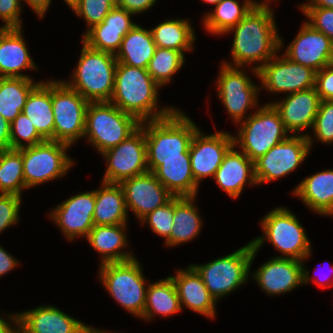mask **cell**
Returning <instances> with one entry per match:
<instances>
[{
	"mask_svg": "<svg viewBox=\"0 0 333 333\" xmlns=\"http://www.w3.org/2000/svg\"><path fill=\"white\" fill-rule=\"evenodd\" d=\"M195 197L174 196V218L170 237L166 245H176L191 240L198 235L201 220L196 207L193 206Z\"/></svg>",
	"mask_w": 333,
	"mask_h": 333,
	"instance_id": "d6a6232c",
	"label": "cell"
},
{
	"mask_svg": "<svg viewBox=\"0 0 333 333\" xmlns=\"http://www.w3.org/2000/svg\"><path fill=\"white\" fill-rule=\"evenodd\" d=\"M311 137L290 136L254 162L257 183L273 181L296 169L308 155Z\"/></svg>",
	"mask_w": 333,
	"mask_h": 333,
	"instance_id": "4fadbf2b",
	"label": "cell"
},
{
	"mask_svg": "<svg viewBox=\"0 0 333 333\" xmlns=\"http://www.w3.org/2000/svg\"><path fill=\"white\" fill-rule=\"evenodd\" d=\"M152 173L173 196H196L198 184L190 158L159 159V166Z\"/></svg>",
	"mask_w": 333,
	"mask_h": 333,
	"instance_id": "4316f807",
	"label": "cell"
},
{
	"mask_svg": "<svg viewBox=\"0 0 333 333\" xmlns=\"http://www.w3.org/2000/svg\"><path fill=\"white\" fill-rule=\"evenodd\" d=\"M45 139L54 141L52 82L37 83L26 99L22 111Z\"/></svg>",
	"mask_w": 333,
	"mask_h": 333,
	"instance_id": "83f0119b",
	"label": "cell"
},
{
	"mask_svg": "<svg viewBox=\"0 0 333 333\" xmlns=\"http://www.w3.org/2000/svg\"><path fill=\"white\" fill-rule=\"evenodd\" d=\"M18 262L0 246V276L13 269Z\"/></svg>",
	"mask_w": 333,
	"mask_h": 333,
	"instance_id": "f907efd6",
	"label": "cell"
},
{
	"mask_svg": "<svg viewBox=\"0 0 333 333\" xmlns=\"http://www.w3.org/2000/svg\"><path fill=\"white\" fill-rule=\"evenodd\" d=\"M95 191L78 194L67 199L51 213L68 239L86 236L93 228L95 210Z\"/></svg>",
	"mask_w": 333,
	"mask_h": 333,
	"instance_id": "44dd1931",
	"label": "cell"
},
{
	"mask_svg": "<svg viewBox=\"0 0 333 333\" xmlns=\"http://www.w3.org/2000/svg\"><path fill=\"white\" fill-rule=\"evenodd\" d=\"M313 129L322 142H333V100H321Z\"/></svg>",
	"mask_w": 333,
	"mask_h": 333,
	"instance_id": "7bdbcfd3",
	"label": "cell"
},
{
	"mask_svg": "<svg viewBox=\"0 0 333 333\" xmlns=\"http://www.w3.org/2000/svg\"><path fill=\"white\" fill-rule=\"evenodd\" d=\"M20 0H0V17L6 23L3 28H21Z\"/></svg>",
	"mask_w": 333,
	"mask_h": 333,
	"instance_id": "7dc6e473",
	"label": "cell"
},
{
	"mask_svg": "<svg viewBox=\"0 0 333 333\" xmlns=\"http://www.w3.org/2000/svg\"><path fill=\"white\" fill-rule=\"evenodd\" d=\"M232 147H235L234 140L229 133L217 132L210 136H202L198 129L189 147L195 182L199 184L200 179L204 177H214L225 155Z\"/></svg>",
	"mask_w": 333,
	"mask_h": 333,
	"instance_id": "9a60e30c",
	"label": "cell"
},
{
	"mask_svg": "<svg viewBox=\"0 0 333 333\" xmlns=\"http://www.w3.org/2000/svg\"><path fill=\"white\" fill-rule=\"evenodd\" d=\"M116 66L114 54L93 49L84 43L74 81L64 83L88 102H109L114 91Z\"/></svg>",
	"mask_w": 333,
	"mask_h": 333,
	"instance_id": "277c9868",
	"label": "cell"
},
{
	"mask_svg": "<svg viewBox=\"0 0 333 333\" xmlns=\"http://www.w3.org/2000/svg\"><path fill=\"white\" fill-rule=\"evenodd\" d=\"M271 60L273 61L269 60L253 69L269 91L291 94L315 87L316 72L311 68L295 63L287 57H273Z\"/></svg>",
	"mask_w": 333,
	"mask_h": 333,
	"instance_id": "5bb4252c",
	"label": "cell"
},
{
	"mask_svg": "<svg viewBox=\"0 0 333 333\" xmlns=\"http://www.w3.org/2000/svg\"><path fill=\"white\" fill-rule=\"evenodd\" d=\"M287 132L279 112L272 104H267L242 123L238 138L233 137V140L234 145L239 142L242 152L255 162L287 139Z\"/></svg>",
	"mask_w": 333,
	"mask_h": 333,
	"instance_id": "52a82bcc",
	"label": "cell"
},
{
	"mask_svg": "<svg viewBox=\"0 0 333 333\" xmlns=\"http://www.w3.org/2000/svg\"><path fill=\"white\" fill-rule=\"evenodd\" d=\"M233 148L225 155L220 167L215 172L214 178L229 196L236 198L240 195L246 181H249L250 184H255L257 181L254 162L243 152L240 154L238 151H234Z\"/></svg>",
	"mask_w": 333,
	"mask_h": 333,
	"instance_id": "484cf974",
	"label": "cell"
},
{
	"mask_svg": "<svg viewBox=\"0 0 333 333\" xmlns=\"http://www.w3.org/2000/svg\"><path fill=\"white\" fill-rule=\"evenodd\" d=\"M150 31L156 47L182 53L190 50L195 40L191 25L185 20H166Z\"/></svg>",
	"mask_w": 333,
	"mask_h": 333,
	"instance_id": "d590c367",
	"label": "cell"
},
{
	"mask_svg": "<svg viewBox=\"0 0 333 333\" xmlns=\"http://www.w3.org/2000/svg\"><path fill=\"white\" fill-rule=\"evenodd\" d=\"M301 9L311 20L307 23L325 34L333 43V8L301 7Z\"/></svg>",
	"mask_w": 333,
	"mask_h": 333,
	"instance_id": "ee69618b",
	"label": "cell"
},
{
	"mask_svg": "<svg viewBox=\"0 0 333 333\" xmlns=\"http://www.w3.org/2000/svg\"><path fill=\"white\" fill-rule=\"evenodd\" d=\"M155 50L156 44L151 31L135 25L123 37L121 47L115 57L119 63L147 69Z\"/></svg>",
	"mask_w": 333,
	"mask_h": 333,
	"instance_id": "4dcf8cb0",
	"label": "cell"
},
{
	"mask_svg": "<svg viewBox=\"0 0 333 333\" xmlns=\"http://www.w3.org/2000/svg\"><path fill=\"white\" fill-rule=\"evenodd\" d=\"M10 126L11 123L0 114V150L11 149Z\"/></svg>",
	"mask_w": 333,
	"mask_h": 333,
	"instance_id": "681fc988",
	"label": "cell"
},
{
	"mask_svg": "<svg viewBox=\"0 0 333 333\" xmlns=\"http://www.w3.org/2000/svg\"><path fill=\"white\" fill-rule=\"evenodd\" d=\"M68 147V144L52 140L29 147L25 145L22 160L26 188L65 174L73 164L65 153Z\"/></svg>",
	"mask_w": 333,
	"mask_h": 333,
	"instance_id": "30bf717a",
	"label": "cell"
},
{
	"mask_svg": "<svg viewBox=\"0 0 333 333\" xmlns=\"http://www.w3.org/2000/svg\"><path fill=\"white\" fill-rule=\"evenodd\" d=\"M34 84L30 78L0 77V114L10 123L23 111Z\"/></svg>",
	"mask_w": 333,
	"mask_h": 333,
	"instance_id": "836d02e7",
	"label": "cell"
},
{
	"mask_svg": "<svg viewBox=\"0 0 333 333\" xmlns=\"http://www.w3.org/2000/svg\"><path fill=\"white\" fill-rule=\"evenodd\" d=\"M21 196L0 194V232L17 223Z\"/></svg>",
	"mask_w": 333,
	"mask_h": 333,
	"instance_id": "f6af8a7d",
	"label": "cell"
},
{
	"mask_svg": "<svg viewBox=\"0 0 333 333\" xmlns=\"http://www.w3.org/2000/svg\"><path fill=\"white\" fill-rule=\"evenodd\" d=\"M265 237L288 258L303 262L310 254V242L294 214L285 208H277L262 220Z\"/></svg>",
	"mask_w": 333,
	"mask_h": 333,
	"instance_id": "7c38bea8",
	"label": "cell"
},
{
	"mask_svg": "<svg viewBox=\"0 0 333 333\" xmlns=\"http://www.w3.org/2000/svg\"><path fill=\"white\" fill-rule=\"evenodd\" d=\"M89 102L64 82L52 81L54 141L74 143L84 135L85 115Z\"/></svg>",
	"mask_w": 333,
	"mask_h": 333,
	"instance_id": "9c48e42d",
	"label": "cell"
},
{
	"mask_svg": "<svg viewBox=\"0 0 333 333\" xmlns=\"http://www.w3.org/2000/svg\"><path fill=\"white\" fill-rule=\"evenodd\" d=\"M293 192L319 214L333 215V170L304 179Z\"/></svg>",
	"mask_w": 333,
	"mask_h": 333,
	"instance_id": "f546056e",
	"label": "cell"
},
{
	"mask_svg": "<svg viewBox=\"0 0 333 333\" xmlns=\"http://www.w3.org/2000/svg\"><path fill=\"white\" fill-rule=\"evenodd\" d=\"M0 333H18V329L14 331L9 326V323H7L4 319H1L0 317Z\"/></svg>",
	"mask_w": 333,
	"mask_h": 333,
	"instance_id": "db71d44e",
	"label": "cell"
},
{
	"mask_svg": "<svg viewBox=\"0 0 333 333\" xmlns=\"http://www.w3.org/2000/svg\"><path fill=\"white\" fill-rule=\"evenodd\" d=\"M310 2L300 7L333 8V0H310Z\"/></svg>",
	"mask_w": 333,
	"mask_h": 333,
	"instance_id": "f5cc1de1",
	"label": "cell"
},
{
	"mask_svg": "<svg viewBox=\"0 0 333 333\" xmlns=\"http://www.w3.org/2000/svg\"><path fill=\"white\" fill-rule=\"evenodd\" d=\"M103 284L118 303L136 316H143L147 289L138 261L101 264Z\"/></svg>",
	"mask_w": 333,
	"mask_h": 333,
	"instance_id": "ba28073f",
	"label": "cell"
},
{
	"mask_svg": "<svg viewBox=\"0 0 333 333\" xmlns=\"http://www.w3.org/2000/svg\"><path fill=\"white\" fill-rule=\"evenodd\" d=\"M23 169L22 148L0 150L1 194L21 195L26 188Z\"/></svg>",
	"mask_w": 333,
	"mask_h": 333,
	"instance_id": "74e56055",
	"label": "cell"
},
{
	"mask_svg": "<svg viewBox=\"0 0 333 333\" xmlns=\"http://www.w3.org/2000/svg\"><path fill=\"white\" fill-rule=\"evenodd\" d=\"M251 0L239 6L236 0H221L213 13H209L204 18V25L208 31L216 34L227 33L229 29L236 26L256 5Z\"/></svg>",
	"mask_w": 333,
	"mask_h": 333,
	"instance_id": "8d00e7d4",
	"label": "cell"
},
{
	"mask_svg": "<svg viewBox=\"0 0 333 333\" xmlns=\"http://www.w3.org/2000/svg\"><path fill=\"white\" fill-rule=\"evenodd\" d=\"M174 218V196L163 206L158 207L153 212L148 213L141 219L142 223L147 220L152 230L165 237H170Z\"/></svg>",
	"mask_w": 333,
	"mask_h": 333,
	"instance_id": "b9f144b4",
	"label": "cell"
},
{
	"mask_svg": "<svg viewBox=\"0 0 333 333\" xmlns=\"http://www.w3.org/2000/svg\"><path fill=\"white\" fill-rule=\"evenodd\" d=\"M302 265V261L294 258L276 257L263 264L254 278L269 294L288 292L310 280L309 271H305Z\"/></svg>",
	"mask_w": 333,
	"mask_h": 333,
	"instance_id": "ffe728a7",
	"label": "cell"
},
{
	"mask_svg": "<svg viewBox=\"0 0 333 333\" xmlns=\"http://www.w3.org/2000/svg\"><path fill=\"white\" fill-rule=\"evenodd\" d=\"M140 125L136 117L121 111L111 102H89L84 135L103 153L128 138Z\"/></svg>",
	"mask_w": 333,
	"mask_h": 333,
	"instance_id": "5b68a950",
	"label": "cell"
},
{
	"mask_svg": "<svg viewBox=\"0 0 333 333\" xmlns=\"http://www.w3.org/2000/svg\"><path fill=\"white\" fill-rule=\"evenodd\" d=\"M155 2L156 0H120L117 6L127 10L132 14H137L147 10Z\"/></svg>",
	"mask_w": 333,
	"mask_h": 333,
	"instance_id": "c3c4849f",
	"label": "cell"
},
{
	"mask_svg": "<svg viewBox=\"0 0 333 333\" xmlns=\"http://www.w3.org/2000/svg\"><path fill=\"white\" fill-rule=\"evenodd\" d=\"M205 2L211 3V4H218L221 0H204Z\"/></svg>",
	"mask_w": 333,
	"mask_h": 333,
	"instance_id": "9f6ffc18",
	"label": "cell"
},
{
	"mask_svg": "<svg viewBox=\"0 0 333 333\" xmlns=\"http://www.w3.org/2000/svg\"><path fill=\"white\" fill-rule=\"evenodd\" d=\"M273 17L267 2L257 3L236 26L228 30H235L232 56L236 66L256 61L265 64L276 57L275 52L282 47V39L276 32Z\"/></svg>",
	"mask_w": 333,
	"mask_h": 333,
	"instance_id": "6da1fadb",
	"label": "cell"
},
{
	"mask_svg": "<svg viewBox=\"0 0 333 333\" xmlns=\"http://www.w3.org/2000/svg\"><path fill=\"white\" fill-rule=\"evenodd\" d=\"M65 1L71 8H73L78 3L79 0H65Z\"/></svg>",
	"mask_w": 333,
	"mask_h": 333,
	"instance_id": "11a10c76",
	"label": "cell"
},
{
	"mask_svg": "<svg viewBox=\"0 0 333 333\" xmlns=\"http://www.w3.org/2000/svg\"><path fill=\"white\" fill-rule=\"evenodd\" d=\"M180 310V299L172 277L149 285L146 293L143 318L149 320L153 312L167 316Z\"/></svg>",
	"mask_w": 333,
	"mask_h": 333,
	"instance_id": "e575fe53",
	"label": "cell"
},
{
	"mask_svg": "<svg viewBox=\"0 0 333 333\" xmlns=\"http://www.w3.org/2000/svg\"><path fill=\"white\" fill-rule=\"evenodd\" d=\"M315 89L321 100H333V64L315 73Z\"/></svg>",
	"mask_w": 333,
	"mask_h": 333,
	"instance_id": "bcb514c9",
	"label": "cell"
},
{
	"mask_svg": "<svg viewBox=\"0 0 333 333\" xmlns=\"http://www.w3.org/2000/svg\"><path fill=\"white\" fill-rule=\"evenodd\" d=\"M263 240V237L254 239L225 257L201 266L193 265L215 301L246 281L250 265Z\"/></svg>",
	"mask_w": 333,
	"mask_h": 333,
	"instance_id": "8992f818",
	"label": "cell"
},
{
	"mask_svg": "<svg viewBox=\"0 0 333 333\" xmlns=\"http://www.w3.org/2000/svg\"><path fill=\"white\" fill-rule=\"evenodd\" d=\"M113 1L115 2L116 5L120 2V0H113Z\"/></svg>",
	"mask_w": 333,
	"mask_h": 333,
	"instance_id": "680465c9",
	"label": "cell"
},
{
	"mask_svg": "<svg viewBox=\"0 0 333 333\" xmlns=\"http://www.w3.org/2000/svg\"><path fill=\"white\" fill-rule=\"evenodd\" d=\"M102 155L108 161L104 182L120 183L127 178L149 172L145 131L141 126L117 146L104 151Z\"/></svg>",
	"mask_w": 333,
	"mask_h": 333,
	"instance_id": "8fae6325",
	"label": "cell"
},
{
	"mask_svg": "<svg viewBox=\"0 0 333 333\" xmlns=\"http://www.w3.org/2000/svg\"><path fill=\"white\" fill-rule=\"evenodd\" d=\"M88 333H103L99 330H94V329H91Z\"/></svg>",
	"mask_w": 333,
	"mask_h": 333,
	"instance_id": "6f0895ef",
	"label": "cell"
},
{
	"mask_svg": "<svg viewBox=\"0 0 333 333\" xmlns=\"http://www.w3.org/2000/svg\"><path fill=\"white\" fill-rule=\"evenodd\" d=\"M148 122L147 129L145 122L140 126L145 131L149 172L159 166V159L190 158L189 147L198 128L187 116L174 110L165 118Z\"/></svg>",
	"mask_w": 333,
	"mask_h": 333,
	"instance_id": "3957f363",
	"label": "cell"
},
{
	"mask_svg": "<svg viewBox=\"0 0 333 333\" xmlns=\"http://www.w3.org/2000/svg\"><path fill=\"white\" fill-rule=\"evenodd\" d=\"M10 136H11V149H21L25 147L20 138L28 142L27 145L28 147L46 141L37 132L36 127L23 112H21L11 122Z\"/></svg>",
	"mask_w": 333,
	"mask_h": 333,
	"instance_id": "ab89813d",
	"label": "cell"
},
{
	"mask_svg": "<svg viewBox=\"0 0 333 333\" xmlns=\"http://www.w3.org/2000/svg\"><path fill=\"white\" fill-rule=\"evenodd\" d=\"M321 99L315 87L291 93L286 100L272 103L279 112L287 131L298 132L309 126L313 127Z\"/></svg>",
	"mask_w": 333,
	"mask_h": 333,
	"instance_id": "603a6c76",
	"label": "cell"
},
{
	"mask_svg": "<svg viewBox=\"0 0 333 333\" xmlns=\"http://www.w3.org/2000/svg\"><path fill=\"white\" fill-rule=\"evenodd\" d=\"M219 98L223 101L231 117L240 122L248 107L256 105L258 89L254 87L247 75L224 63L219 74Z\"/></svg>",
	"mask_w": 333,
	"mask_h": 333,
	"instance_id": "ac0fdd59",
	"label": "cell"
},
{
	"mask_svg": "<svg viewBox=\"0 0 333 333\" xmlns=\"http://www.w3.org/2000/svg\"><path fill=\"white\" fill-rule=\"evenodd\" d=\"M131 15L133 14L116 5L100 24L87 30L82 43L115 55L121 47L123 37L136 25L131 22Z\"/></svg>",
	"mask_w": 333,
	"mask_h": 333,
	"instance_id": "7402d4cb",
	"label": "cell"
},
{
	"mask_svg": "<svg viewBox=\"0 0 333 333\" xmlns=\"http://www.w3.org/2000/svg\"><path fill=\"white\" fill-rule=\"evenodd\" d=\"M115 6L113 0H79L72 9L85 18L91 29L100 24Z\"/></svg>",
	"mask_w": 333,
	"mask_h": 333,
	"instance_id": "60d3db41",
	"label": "cell"
},
{
	"mask_svg": "<svg viewBox=\"0 0 333 333\" xmlns=\"http://www.w3.org/2000/svg\"><path fill=\"white\" fill-rule=\"evenodd\" d=\"M21 34V28H0V77L29 78L19 71L36 68Z\"/></svg>",
	"mask_w": 333,
	"mask_h": 333,
	"instance_id": "cb8c5ba5",
	"label": "cell"
},
{
	"mask_svg": "<svg viewBox=\"0 0 333 333\" xmlns=\"http://www.w3.org/2000/svg\"><path fill=\"white\" fill-rule=\"evenodd\" d=\"M172 279L181 305L184 304L191 310L210 318L214 317L216 301L210 295L200 274L193 266L185 271H177V276L172 277Z\"/></svg>",
	"mask_w": 333,
	"mask_h": 333,
	"instance_id": "d4e9b609",
	"label": "cell"
},
{
	"mask_svg": "<svg viewBox=\"0 0 333 333\" xmlns=\"http://www.w3.org/2000/svg\"><path fill=\"white\" fill-rule=\"evenodd\" d=\"M34 9V11L42 18L51 0H25Z\"/></svg>",
	"mask_w": 333,
	"mask_h": 333,
	"instance_id": "816d5d0a",
	"label": "cell"
},
{
	"mask_svg": "<svg viewBox=\"0 0 333 333\" xmlns=\"http://www.w3.org/2000/svg\"><path fill=\"white\" fill-rule=\"evenodd\" d=\"M147 69L117 62L114 91L109 102L121 111L133 115L140 122L158 120L169 116L175 109L157 111V88ZM157 112H154V111ZM153 111V112H152ZM149 117V118H148Z\"/></svg>",
	"mask_w": 333,
	"mask_h": 333,
	"instance_id": "7a4b0ae2",
	"label": "cell"
},
{
	"mask_svg": "<svg viewBox=\"0 0 333 333\" xmlns=\"http://www.w3.org/2000/svg\"><path fill=\"white\" fill-rule=\"evenodd\" d=\"M95 225L126 224L127 209L122 187L119 183L103 181V188L95 190Z\"/></svg>",
	"mask_w": 333,
	"mask_h": 333,
	"instance_id": "f1b7e54d",
	"label": "cell"
},
{
	"mask_svg": "<svg viewBox=\"0 0 333 333\" xmlns=\"http://www.w3.org/2000/svg\"><path fill=\"white\" fill-rule=\"evenodd\" d=\"M184 59V55L180 51L156 47L147 71L152 79L161 86L170 81L171 76L183 65Z\"/></svg>",
	"mask_w": 333,
	"mask_h": 333,
	"instance_id": "f35d334b",
	"label": "cell"
},
{
	"mask_svg": "<svg viewBox=\"0 0 333 333\" xmlns=\"http://www.w3.org/2000/svg\"><path fill=\"white\" fill-rule=\"evenodd\" d=\"M9 317L19 325L18 333H88L92 329L51 306Z\"/></svg>",
	"mask_w": 333,
	"mask_h": 333,
	"instance_id": "d6986e66",
	"label": "cell"
},
{
	"mask_svg": "<svg viewBox=\"0 0 333 333\" xmlns=\"http://www.w3.org/2000/svg\"><path fill=\"white\" fill-rule=\"evenodd\" d=\"M125 224L119 225H94L87 235V240L92 247L103 255L102 264L125 262L134 259L129 253H121L119 250L126 245V237L123 233Z\"/></svg>",
	"mask_w": 333,
	"mask_h": 333,
	"instance_id": "1f68e13d",
	"label": "cell"
},
{
	"mask_svg": "<svg viewBox=\"0 0 333 333\" xmlns=\"http://www.w3.org/2000/svg\"><path fill=\"white\" fill-rule=\"evenodd\" d=\"M119 184L124 192L126 209L130 207L140 219L173 197L152 172L127 178Z\"/></svg>",
	"mask_w": 333,
	"mask_h": 333,
	"instance_id": "2e32d148",
	"label": "cell"
},
{
	"mask_svg": "<svg viewBox=\"0 0 333 333\" xmlns=\"http://www.w3.org/2000/svg\"><path fill=\"white\" fill-rule=\"evenodd\" d=\"M285 57L318 72L333 64V43L306 22L287 48Z\"/></svg>",
	"mask_w": 333,
	"mask_h": 333,
	"instance_id": "e0dca14e",
	"label": "cell"
}]
</instances>
